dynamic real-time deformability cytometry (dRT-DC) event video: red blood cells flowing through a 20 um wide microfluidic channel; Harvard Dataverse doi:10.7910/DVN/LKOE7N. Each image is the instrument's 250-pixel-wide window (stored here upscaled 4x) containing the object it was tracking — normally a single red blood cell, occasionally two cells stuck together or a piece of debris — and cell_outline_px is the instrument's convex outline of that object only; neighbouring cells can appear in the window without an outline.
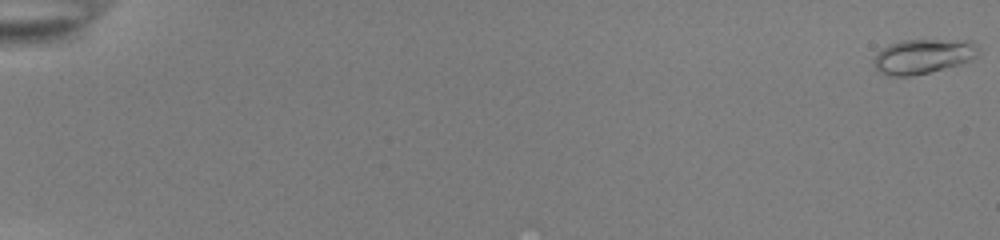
{"species": "common noctule bat (a hibernating species)", "species_latin": "Nyctalus noctula", "temperature_condition": "room temperature", "stored_images_in_passage": 6, "camera_frame_rate_fps": 3000, "um_per_image_px": 0.085, "animal": {"sex": "female", "body_mass_g": 22.0, "forearm_length_mm": 56.7}, "frame": {"image": 1, "passage_image": 1, "time_ms": 0.0, "image_size_px": [1000, 240], "cell_outline_px": [[976, 56], [960, 64], [928, 72], [908, 76], [888, 76], [880, 72], [876, 68], [876, 56], [888, 44], [904, 40], [972, 40], [976, 48]], "centroid_in_image_um": [78.46, 4.78], "position_along_channel_um": 6.5, "area_um2": 20.52}}